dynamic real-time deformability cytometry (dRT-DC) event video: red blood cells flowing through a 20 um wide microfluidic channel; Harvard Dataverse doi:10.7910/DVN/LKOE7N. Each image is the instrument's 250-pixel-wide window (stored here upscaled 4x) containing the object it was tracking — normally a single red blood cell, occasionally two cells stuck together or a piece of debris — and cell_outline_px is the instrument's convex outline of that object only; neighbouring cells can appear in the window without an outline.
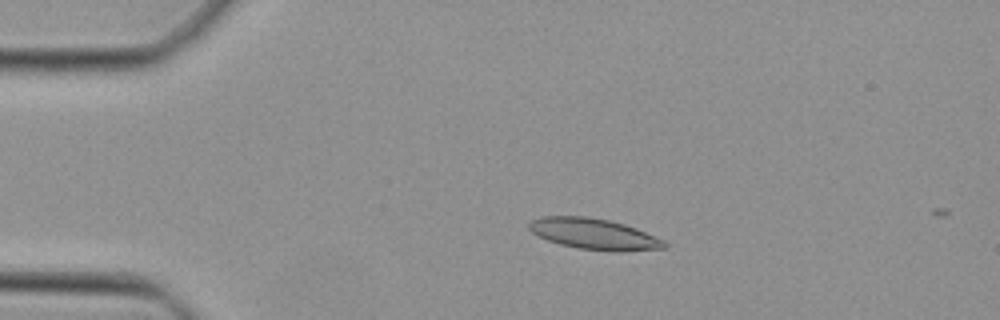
{"species": "Egyptian fruit bat (a non-hibernating species)", "species_latin": "Rousettus aegyptiacus", "temperature_condition": "cold", "stored_images_in_passage": 13, "camera_frame_rate_fps": 3000, "um_per_image_px": 0.085, "animal": {"sex": "female"}, "frame": {"image": 1, "passage_image": 10, "time_ms": 3.0, "image_size_px": [1000, 320], "cell_outline_px": [[668, 248], [580, 248], [560, 244], [548, 240], [532, 232], [528, 228], [528, 224], [532, 220], [540, 216], [588, 216], [608, 220], [624, 224], [636, 228], [664, 240], [668, 244]], "centroid_in_image_um": [50.39, 19.81], "position_along_channel_um": 34.6, "area_um2": 23.12}}